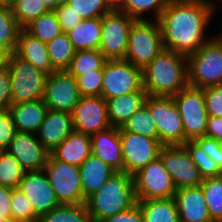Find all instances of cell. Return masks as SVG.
Masks as SVG:
<instances>
[{
  "label": "cell",
  "instance_id": "cell-33",
  "mask_svg": "<svg viewBox=\"0 0 222 222\" xmlns=\"http://www.w3.org/2000/svg\"><path fill=\"white\" fill-rule=\"evenodd\" d=\"M201 189L213 222H222V175L203 179Z\"/></svg>",
  "mask_w": 222,
  "mask_h": 222
},
{
  "label": "cell",
  "instance_id": "cell-27",
  "mask_svg": "<svg viewBox=\"0 0 222 222\" xmlns=\"http://www.w3.org/2000/svg\"><path fill=\"white\" fill-rule=\"evenodd\" d=\"M76 51L99 49L102 37V17L82 19L67 32Z\"/></svg>",
  "mask_w": 222,
  "mask_h": 222
},
{
  "label": "cell",
  "instance_id": "cell-6",
  "mask_svg": "<svg viewBox=\"0 0 222 222\" xmlns=\"http://www.w3.org/2000/svg\"><path fill=\"white\" fill-rule=\"evenodd\" d=\"M12 90V103L43 99L47 74L36 69L31 63L18 57L14 52L5 55Z\"/></svg>",
  "mask_w": 222,
  "mask_h": 222
},
{
  "label": "cell",
  "instance_id": "cell-31",
  "mask_svg": "<svg viewBox=\"0 0 222 222\" xmlns=\"http://www.w3.org/2000/svg\"><path fill=\"white\" fill-rule=\"evenodd\" d=\"M38 222H94L85 203L60 205L39 217Z\"/></svg>",
  "mask_w": 222,
  "mask_h": 222
},
{
  "label": "cell",
  "instance_id": "cell-19",
  "mask_svg": "<svg viewBox=\"0 0 222 222\" xmlns=\"http://www.w3.org/2000/svg\"><path fill=\"white\" fill-rule=\"evenodd\" d=\"M74 131L72 113L48 109L36 136L42 145L51 153Z\"/></svg>",
  "mask_w": 222,
  "mask_h": 222
},
{
  "label": "cell",
  "instance_id": "cell-16",
  "mask_svg": "<svg viewBox=\"0 0 222 222\" xmlns=\"http://www.w3.org/2000/svg\"><path fill=\"white\" fill-rule=\"evenodd\" d=\"M72 117L75 131L79 133L93 135L111 127L106 99L102 96H81Z\"/></svg>",
  "mask_w": 222,
  "mask_h": 222
},
{
  "label": "cell",
  "instance_id": "cell-23",
  "mask_svg": "<svg viewBox=\"0 0 222 222\" xmlns=\"http://www.w3.org/2000/svg\"><path fill=\"white\" fill-rule=\"evenodd\" d=\"M14 53L47 75L56 71L50 62L46 43L33 37L25 29L19 33Z\"/></svg>",
  "mask_w": 222,
  "mask_h": 222
},
{
  "label": "cell",
  "instance_id": "cell-25",
  "mask_svg": "<svg viewBox=\"0 0 222 222\" xmlns=\"http://www.w3.org/2000/svg\"><path fill=\"white\" fill-rule=\"evenodd\" d=\"M92 153L91 135L74 131L51 154L59 161L80 166Z\"/></svg>",
  "mask_w": 222,
  "mask_h": 222
},
{
  "label": "cell",
  "instance_id": "cell-5",
  "mask_svg": "<svg viewBox=\"0 0 222 222\" xmlns=\"http://www.w3.org/2000/svg\"><path fill=\"white\" fill-rule=\"evenodd\" d=\"M164 49L157 20H136L129 32L124 60L142 70Z\"/></svg>",
  "mask_w": 222,
  "mask_h": 222
},
{
  "label": "cell",
  "instance_id": "cell-11",
  "mask_svg": "<svg viewBox=\"0 0 222 222\" xmlns=\"http://www.w3.org/2000/svg\"><path fill=\"white\" fill-rule=\"evenodd\" d=\"M137 200L174 197L176 187L160 157L133 175Z\"/></svg>",
  "mask_w": 222,
  "mask_h": 222
},
{
  "label": "cell",
  "instance_id": "cell-2",
  "mask_svg": "<svg viewBox=\"0 0 222 222\" xmlns=\"http://www.w3.org/2000/svg\"><path fill=\"white\" fill-rule=\"evenodd\" d=\"M142 76L148 95L173 97L188 86L187 57L163 49L142 70Z\"/></svg>",
  "mask_w": 222,
  "mask_h": 222
},
{
  "label": "cell",
  "instance_id": "cell-41",
  "mask_svg": "<svg viewBox=\"0 0 222 222\" xmlns=\"http://www.w3.org/2000/svg\"><path fill=\"white\" fill-rule=\"evenodd\" d=\"M67 4L83 19L99 18L111 12L104 0H69Z\"/></svg>",
  "mask_w": 222,
  "mask_h": 222
},
{
  "label": "cell",
  "instance_id": "cell-29",
  "mask_svg": "<svg viewBox=\"0 0 222 222\" xmlns=\"http://www.w3.org/2000/svg\"><path fill=\"white\" fill-rule=\"evenodd\" d=\"M22 29L14 18L11 7L0 3V51L3 54L8 55L15 52Z\"/></svg>",
  "mask_w": 222,
  "mask_h": 222
},
{
  "label": "cell",
  "instance_id": "cell-39",
  "mask_svg": "<svg viewBox=\"0 0 222 222\" xmlns=\"http://www.w3.org/2000/svg\"><path fill=\"white\" fill-rule=\"evenodd\" d=\"M122 128L127 132L158 139V132L156 130L155 122L145 104L129 118Z\"/></svg>",
  "mask_w": 222,
  "mask_h": 222
},
{
  "label": "cell",
  "instance_id": "cell-45",
  "mask_svg": "<svg viewBox=\"0 0 222 222\" xmlns=\"http://www.w3.org/2000/svg\"><path fill=\"white\" fill-rule=\"evenodd\" d=\"M16 133L12 116L8 109L0 111V150H6Z\"/></svg>",
  "mask_w": 222,
  "mask_h": 222
},
{
  "label": "cell",
  "instance_id": "cell-7",
  "mask_svg": "<svg viewBox=\"0 0 222 222\" xmlns=\"http://www.w3.org/2000/svg\"><path fill=\"white\" fill-rule=\"evenodd\" d=\"M145 105L155 122L158 139L164 146L183 145L185 132L173 97L148 95Z\"/></svg>",
  "mask_w": 222,
  "mask_h": 222
},
{
  "label": "cell",
  "instance_id": "cell-49",
  "mask_svg": "<svg viewBox=\"0 0 222 222\" xmlns=\"http://www.w3.org/2000/svg\"><path fill=\"white\" fill-rule=\"evenodd\" d=\"M13 188L0 185V222L11 218Z\"/></svg>",
  "mask_w": 222,
  "mask_h": 222
},
{
  "label": "cell",
  "instance_id": "cell-24",
  "mask_svg": "<svg viewBox=\"0 0 222 222\" xmlns=\"http://www.w3.org/2000/svg\"><path fill=\"white\" fill-rule=\"evenodd\" d=\"M146 91H136L106 100L110 126L121 128L146 101Z\"/></svg>",
  "mask_w": 222,
  "mask_h": 222
},
{
  "label": "cell",
  "instance_id": "cell-8",
  "mask_svg": "<svg viewBox=\"0 0 222 222\" xmlns=\"http://www.w3.org/2000/svg\"><path fill=\"white\" fill-rule=\"evenodd\" d=\"M44 171L60 205L86 203L78 166L59 161L50 153Z\"/></svg>",
  "mask_w": 222,
  "mask_h": 222
},
{
  "label": "cell",
  "instance_id": "cell-54",
  "mask_svg": "<svg viewBox=\"0 0 222 222\" xmlns=\"http://www.w3.org/2000/svg\"><path fill=\"white\" fill-rule=\"evenodd\" d=\"M3 222H25V221L13 219V218H8V219H5Z\"/></svg>",
  "mask_w": 222,
  "mask_h": 222
},
{
  "label": "cell",
  "instance_id": "cell-3",
  "mask_svg": "<svg viewBox=\"0 0 222 222\" xmlns=\"http://www.w3.org/2000/svg\"><path fill=\"white\" fill-rule=\"evenodd\" d=\"M85 204L94 222L133 207L137 204L133 175L117 171Z\"/></svg>",
  "mask_w": 222,
  "mask_h": 222
},
{
  "label": "cell",
  "instance_id": "cell-40",
  "mask_svg": "<svg viewBox=\"0 0 222 222\" xmlns=\"http://www.w3.org/2000/svg\"><path fill=\"white\" fill-rule=\"evenodd\" d=\"M11 218L25 221L38 222L39 216L35 213L27 196L18 188L12 191Z\"/></svg>",
  "mask_w": 222,
  "mask_h": 222
},
{
  "label": "cell",
  "instance_id": "cell-15",
  "mask_svg": "<svg viewBox=\"0 0 222 222\" xmlns=\"http://www.w3.org/2000/svg\"><path fill=\"white\" fill-rule=\"evenodd\" d=\"M159 157L170 174L176 190L201 185L203 178L199 169L183 145L163 146Z\"/></svg>",
  "mask_w": 222,
  "mask_h": 222
},
{
  "label": "cell",
  "instance_id": "cell-30",
  "mask_svg": "<svg viewBox=\"0 0 222 222\" xmlns=\"http://www.w3.org/2000/svg\"><path fill=\"white\" fill-rule=\"evenodd\" d=\"M52 67L56 71L67 70L75 56L76 50L67 33L62 32L46 43Z\"/></svg>",
  "mask_w": 222,
  "mask_h": 222
},
{
  "label": "cell",
  "instance_id": "cell-56",
  "mask_svg": "<svg viewBox=\"0 0 222 222\" xmlns=\"http://www.w3.org/2000/svg\"><path fill=\"white\" fill-rule=\"evenodd\" d=\"M69 0H59V3L60 4H65V3H67Z\"/></svg>",
  "mask_w": 222,
  "mask_h": 222
},
{
  "label": "cell",
  "instance_id": "cell-47",
  "mask_svg": "<svg viewBox=\"0 0 222 222\" xmlns=\"http://www.w3.org/2000/svg\"><path fill=\"white\" fill-rule=\"evenodd\" d=\"M194 141L207 153L208 157L215 161L222 169V143L206 135L196 138Z\"/></svg>",
  "mask_w": 222,
  "mask_h": 222
},
{
  "label": "cell",
  "instance_id": "cell-48",
  "mask_svg": "<svg viewBox=\"0 0 222 222\" xmlns=\"http://www.w3.org/2000/svg\"><path fill=\"white\" fill-rule=\"evenodd\" d=\"M100 222H144V218L139 205L136 204L133 207L107 217Z\"/></svg>",
  "mask_w": 222,
  "mask_h": 222
},
{
  "label": "cell",
  "instance_id": "cell-32",
  "mask_svg": "<svg viewBox=\"0 0 222 222\" xmlns=\"http://www.w3.org/2000/svg\"><path fill=\"white\" fill-rule=\"evenodd\" d=\"M24 29L33 37L45 43H48L62 33L54 10H50L37 19H34Z\"/></svg>",
  "mask_w": 222,
  "mask_h": 222
},
{
  "label": "cell",
  "instance_id": "cell-37",
  "mask_svg": "<svg viewBox=\"0 0 222 222\" xmlns=\"http://www.w3.org/2000/svg\"><path fill=\"white\" fill-rule=\"evenodd\" d=\"M25 173L17 159L7 150H0V185L18 188Z\"/></svg>",
  "mask_w": 222,
  "mask_h": 222
},
{
  "label": "cell",
  "instance_id": "cell-21",
  "mask_svg": "<svg viewBox=\"0 0 222 222\" xmlns=\"http://www.w3.org/2000/svg\"><path fill=\"white\" fill-rule=\"evenodd\" d=\"M92 154L116 171H124L120 128L109 127L91 135Z\"/></svg>",
  "mask_w": 222,
  "mask_h": 222
},
{
  "label": "cell",
  "instance_id": "cell-14",
  "mask_svg": "<svg viewBox=\"0 0 222 222\" xmlns=\"http://www.w3.org/2000/svg\"><path fill=\"white\" fill-rule=\"evenodd\" d=\"M81 98L75 77L67 70L47 76L43 101L49 110L72 113Z\"/></svg>",
  "mask_w": 222,
  "mask_h": 222
},
{
  "label": "cell",
  "instance_id": "cell-20",
  "mask_svg": "<svg viewBox=\"0 0 222 222\" xmlns=\"http://www.w3.org/2000/svg\"><path fill=\"white\" fill-rule=\"evenodd\" d=\"M173 198L180 222H213L201 186L180 188Z\"/></svg>",
  "mask_w": 222,
  "mask_h": 222
},
{
  "label": "cell",
  "instance_id": "cell-53",
  "mask_svg": "<svg viewBox=\"0 0 222 222\" xmlns=\"http://www.w3.org/2000/svg\"><path fill=\"white\" fill-rule=\"evenodd\" d=\"M16 0H1V3L6 4V5H11L13 2H15Z\"/></svg>",
  "mask_w": 222,
  "mask_h": 222
},
{
  "label": "cell",
  "instance_id": "cell-44",
  "mask_svg": "<svg viewBox=\"0 0 222 222\" xmlns=\"http://www.w3.org/2000/svg\"><path fill=\"white\" fill-rule=\"evenodd\" d=\"M54 11L57 15L61 30L64 33L70 31L83 19L80 15H77L67 3L60 4Z\"/></svg>",
  "mask_w": 222,
  "mask_h": 222
},
{
  "label": "cell",
  "instance_id": "cell-28",
  "mask_svg": "<svg viewBox=\"0 0 222 222\" xmlns=\"http://www.w3.org/2000/svg\"><path fill=\"white\" fill-rule=\"evenodd\" d=\"M144 222H180L175 199L137 200Z\"/></svg>",
  "mask_w": 222,
  "mask_h": 222
},
{
  "label": "cell",
  "instance_id": "cell-55",
  "mask_svg": "<svg viewBox=\"0 0 222 222\" xmlns=\"http://www.w3.org/2000/svg\"><path fill=\"white\" fill-rule=\"evenodd\" d=\"M4 60H5V54H3L1 51H0V65H2L4 63Z\"/></svg>",
  "mask_w": 222,
  "mask_h": 222
},
{
  "label": "cell",
  "instance_id": "cell-4",
  "mask_svg": "<svg viewBox=\"0 0 222 222\" xmlns=\"http://www.w3.org/2000/svg\"><path fill=\"white\" fill-rule=\"evenodd\" d=\"M187 71L189 86L203 89L222 84V34L187 56Z\"/></svg>",
  "mask_w": 222,
  "mask_h": 222
},
{
  "label": "cell",
  "instance_id": "cell-38",
  "mask_svg": "<svg viewBox=\"0 0 222 222\" xmlns=\"http://www.w3.org/2000/svg\"><path fill=\"white\" fill-rule=\"evenodd\" d=\"M183 146L199 169L203 179L222 175V169L215 161L208 157L207 153L194 140L187 141Z\"/></svg>",
  "mask_w": 222,
  "mask_h": 222
},
{
  "label": "cell",
  "instance_id": "cell-12",
  "mask_svg": "<svg viewBox=\"0 0 222 222\" xmlns=\"http://www.w3.org/2000/svg\"><path fill=\"white\" fill-rule=\"evenodd\" d=\"M136 20L121 11L102 16L100 52L107 60H124L129 32Z\"/></svg>",
  "mask_w": 222,
  "mask_h": 222
},
{
  "label": "cell",
  "instance_id": "cell-43",
  "mask_svg": "<svg viewBox=\"0 0 222 222\" xmlns=\"http://www.w3.org/2000/svg\"><path fill=\"white\" fill-rule=\"evenodd\" d=\"M208 116L222 117V84L203 88Z\"/></svg>",
  "mask_w": 222,
  "mask_h": 222
},
{
  "label": "cell",
  "instance_id": "cell-13",
  "mask_svg": "<svg viewBox=\"0 0 222 222\" xmlns=\"http://www.w3.org/2000/svg\"><path fill=\"white\" fill-rule=\"evenodd\" d=\"M120 141L124 172L134 175L151 161L159 157L164 146L159 139L149 138L120 128Z\"/></svg>",
  "mask_w": 222,
  "mask_h": 222
},
{
  "label": "cell",
  "instance_id": "cell-52",
  "mask_svg": "<svg viewBox=\"0 0 222 222\" xmlns=\"http://www.w3.org/2000/svg\"><path fill=\"white\" fill-rule=\"evenodd\" d=\"M44 2L49 10H55L60 5L59 0H44Z\"/></svg>",
  "mask_w": 222,
  "mask_h": 222
},
{
  "label": "cell",
  "instance_id": "cell-1",
  "mask_svg": "<svg viewBox=\"0 0 222 222\" xmlns=\"http://www.w3.org/2000/svg\"><path fill=\"white\" fill-rule=\"evenodd\" d=\"M215 7L212 0H169L157 20L164 49L186 57L198 51L213 37L204 35Z\"/></svg>",
  "mask_w": 222,
  "mask_h": 222
},
{
  "label": "cell",
  "instance_id": "cell-51",
  "mask_svg": "<svg viewBox=\"0 0 222 222\" xmlns=\"http://www.w3.org/2000/svg\"><path fill=\"white\" fill-rule=\"evenodd\" d=\"M111 11H120L123 7L124 0H104Z\"/></svg>",
  "mask_w": 222,
  "mask_h": 222
},
{
  "label": "cell",
  "instance_id": "cell-9",
  "mask_svg": "<svg viewBox=\"0 0 222 222\" xmlns=\"http://www.w3.org/2000/svg\"><path fill=\"white\" fill-rule=\"evenodd\" d=\"M173 99L179 109L185 132V143L205 135L208 113L203 89L187 86Z\"/></svg>",
  "mask_w": 222,
  "mask_h": 222
},
{
  "label": "cell",
  "instance_id": "cell-46",
  "mask_svg": "<svg viewBox=\"0 0 222 222\" xmlns=\"http://www.w3.org/2000/svg\"><path fill=\"white\" fill-rule=\"evenodd\" d=\"M11 78L4 62L0 65V111L6 110L12 104Z\"/></svg>",
  "mask_w": 222,
  "mask_h": 222
},
{
  "label": "cell",
  "instance_id": "cell-42",
  "mask_svg": "<svg viewBox=\"0 0 222 222\" xmlns=\"http://www.w3.org/2000/svg\"><path fill=\"white\" fill-rule=\"evenodd\" d=\"M75 79L81 96H101L103 69L84 72Z\"/></svg>",
  "mask_w": 222,
  "mask_h": 222
},
{
  "label": "cell",
  "instance_id": "cell-34",
  "mask_svg": "<svg viewBox=\"0 0 222 222\" xmlns=\"http://www.w3.org/2000/svg\"><path fill=\"white\" fill-rule=\"evenodd\" d=\"M107 59L99 49L76 51L70 67L67 71L74 77L84 72H93L96 69H104Z\"/></svg>",
  "mask_w": 222,
  "mask_h": 222
},
{
  "label": "cell",
  "instance_id": "cell-22",
  "mask_svg": "<svg viewBox=\"0 0 222 222\" xmlns=\"http://www.w3.org/2000/svg\"><path fill=\"white\" fill-rule=\"evenodd\" d=\"M16 131L36 134L44 121L48 107L43 99L12 103L8 108Z\"/></svg>",
  "mask_w": 222,
  "mask_h": 222
},
{
  "label": "cell",
  "instance_id": "cell-35",
  "mask_svg": "<svg viewBox=\"0 0 222 222\" xmlns=\"http://www.w3.org/2000/svg\"><path fill=\"white\" fill-rule=\"evenodd\" d=\"M10 7L14 18L23 29L34 19L50 11L44 0H16Z\"/></svg>",
  "mask_w": 222,
  "mask_h": 222
},
{
  "label": "cell",
  "instance_id": "cell-36",
  "mask_svg": "<svg viewBox=\"0 0 222 222\" xmlns=\"http://www.w3.org/2000/svg\"><path fill=\"white\" fill-rule=\"evenodd\" d=\"M169 0H124L120 10L135 20H147L143 17L147 11L153 12V20H158Z\"/></svg>",
  "mask_w": 222,
  "mask_h": 222
},
{
  "label": "cell",
  "instance_id": "cell-18",
  "mask_svg": "<svg viewBox=\"0 0 222 222\" xmlns=\"http://www.w3.org/2000/svg\"><path fill=\"white\" fill-rule=\"evenodd\" d=\"M18 189L27 196L39 217L60 206L44 170L25 172Z\"/></svg>",
  "mask_w": 222,
  "mask_h": 222
},
{
  "label": "cell",
  "instance_id": "cell-26",
  "mask_svg": "<svg viewBox=\"0 0 222 222\" xmlns=\"http://www.w3.org/2000/svg\"><path fill=\"white\" fill-rule=\"evenodd\" d=\"M79 168L82 191L86 199L98 191L117 172L92 153Z\"/></svg>",
  "mask_w": 222,
  "mask_h": 222
},
{
  "label": "cell",
  "instance_id": "cell-50",
  "mask_svg": "<svg viewBox=\"0 0 222 222\" xmlns=\"http://www.w3.org/2000/svg\"><path fill=\"white\" fill-rule=\"evenodd\" d=\"M205 135L222 143V117L208 116Z\"/></svg>",
  "mask_w": 222,
  "mask_h": 222
},
{
  "label": "cell",
  "instance_id": "cell-17",
  "mask_svg": "<svg viewBox=\"0 0 222 222\" xmlns=\"http://www.w3.org/2000/svg\"><path fill=\"white\" fill-rule=\"evenodd\" d=\"M6 150L17 159L25 172L44 170L50 155L36 134L22 131H16Z\"/></svg>",
  "mask_w": 222,
  "mask_h": 222
},
{
  "label": "cell",
  "instance_id": "cell-10",
  "mask_svg": "<svg viewBox=\"0 0 222 222\" xmlns=\"http://www.w3.org/2000/svg\"><path fill=\"white\" fill-rule=\"evenodd\" d=\"M143 88L142 69L125 60H107L103 69V98L127 95Z\"/></svg>",
  "mask_w": 222,
  "mask_h": 222
}]
</instances>
